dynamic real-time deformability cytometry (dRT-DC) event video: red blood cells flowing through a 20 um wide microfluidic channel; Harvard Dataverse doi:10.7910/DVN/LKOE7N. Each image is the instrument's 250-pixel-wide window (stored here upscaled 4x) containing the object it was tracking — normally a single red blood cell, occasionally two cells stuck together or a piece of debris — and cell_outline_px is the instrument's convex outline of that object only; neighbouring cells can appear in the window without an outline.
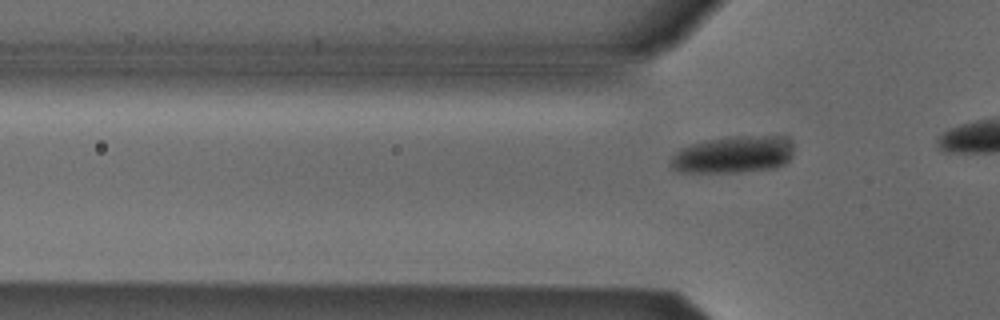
{"species": "Egyptian fruit bat (a non-hibernating species)", "species_latin": "Rousettus aegyptiacus", "temperature_condition": "cold", "stored_images_in_passage": 3, "camera_frame_rate_fps": 3000, "um_per_image_px": 0.085, "animal": {"sex": "male"}, "frame": {"image": 1, "passage_image": 3, "time_ms": 0.667, "image_size_px": [1000, 320], "cell_outline_px": [[792, 148], [788, 160], [784, 164], [768, 168], [740, 172], [676, 172], [668, 164], [672, 156], [680, 148], [692, 144], [708, 140], [736, 136], [780, 136], [788, 140], [792, 144]], "centroid_in_image_um": [62.25, 13.15], "position_along_channel_um": 63.5, "area_um2": 26.24}}